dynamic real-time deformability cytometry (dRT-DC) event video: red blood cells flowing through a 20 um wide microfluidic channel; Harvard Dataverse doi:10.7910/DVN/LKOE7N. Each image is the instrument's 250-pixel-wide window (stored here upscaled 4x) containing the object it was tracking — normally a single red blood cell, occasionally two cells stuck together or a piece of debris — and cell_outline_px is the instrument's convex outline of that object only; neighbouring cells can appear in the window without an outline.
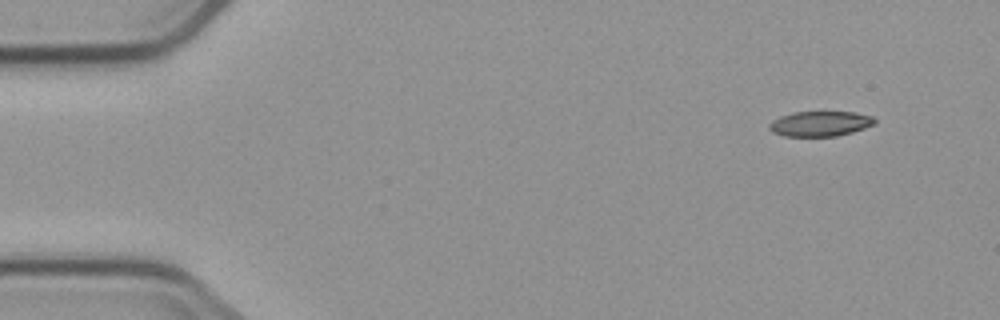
{"species": "common noctule bat (a hibernating species)", "species_latin": "Nyctalus noctula", "temperature_condition": "cold", "stored_images_in_passage": 4, "camera_frame_rate_fps": 3000, "um_per_image_px": 0.085, "animal": {"sex": "male", "body_mass_g": 23.1, "forearm_length_mm": 52.7}, "frame": {"image": 1, "passage_image": 1, "time_ms": 0.0, "image_size_px": [1000, 320], "cell_outline_px": [[876, 124], [852, 132], [836, 136], [784, 136], [772, 132], [768, 128], [768, 124], [772, 120], [780, 116], [792, 112], [856, 112], [872, 116], [876, 120]], "centroid_in_image_um": [69.7, 10.51], "position_along_channel_um": 15.3, "area_um2": 15.55}}
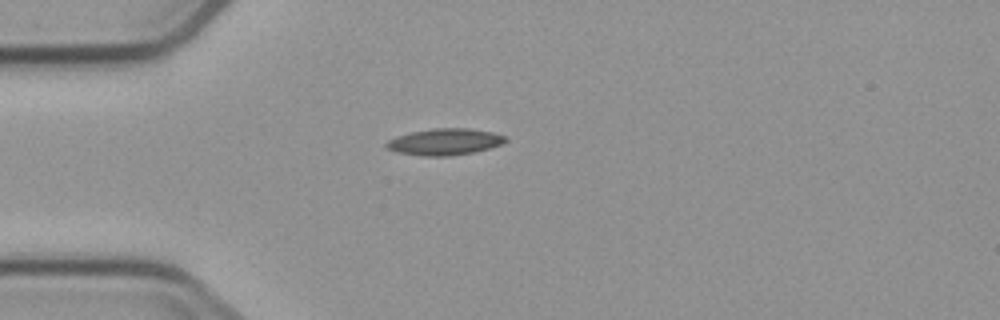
{"frame": {"image": 2, "passage_image": 4, "time_ms": 3.333, "image_size_px": [1000, 320], "cell_outline_px": [[508, 140], [500, 144], [476, 152], [448, 156], [424, 156], [400, 152], [388, 148], [384, 144], [388, 140], [396, 136], [412, 132], [436, 128], [468, 128], [492, 132], [504, 136]], "centroid_in_image_um": [37.81, 12.05], "position_along_channel_um": 47.2, "area_um2": 18.15}}